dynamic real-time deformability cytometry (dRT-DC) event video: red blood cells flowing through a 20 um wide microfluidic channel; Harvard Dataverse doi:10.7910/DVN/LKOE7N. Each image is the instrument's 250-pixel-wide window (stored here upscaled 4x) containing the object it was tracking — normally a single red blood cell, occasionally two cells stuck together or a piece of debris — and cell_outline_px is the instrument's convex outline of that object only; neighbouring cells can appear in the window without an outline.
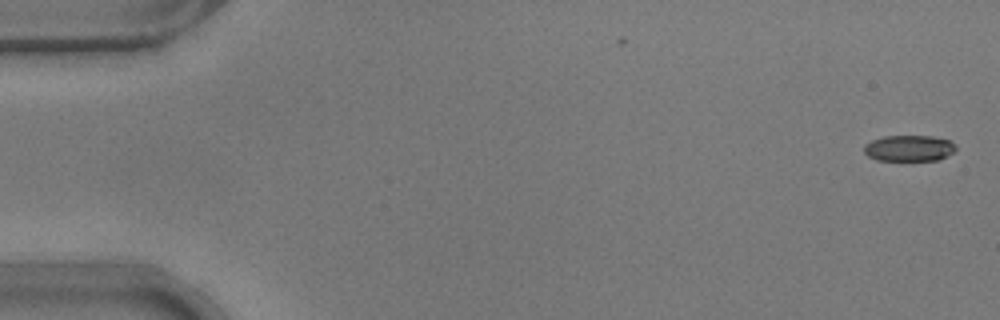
{"species": "common noctule bat (a hibernating species)", "species_latin": "Nyctalus noctula", "temperature_condition": "warm", "stored_images_in_passage": 18, "camera_frame_rate_fps": 3000, "um_per_image_px": 0.085, "animal": {"sex": "male", "body_mass_g": 17.9}, "frame": {"image": 1, "passage_image": 1, "time_ms": 0.0, "image_size_px": [1000, 320], "cell_outline_px": [[956, 148], [952, 152], [940, 160], [876, 160], [868, 156], [864, 152], [864, 144], [872, 140], [884, 136], [932, 136], [948, 140]], "centroid_in_image_um": [77.22, 12.6], "position_along_channel_um": 7.8, "area_um2": 13.81}}
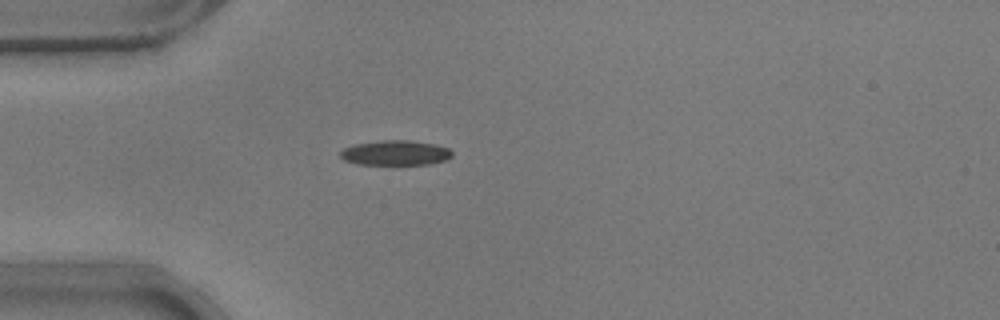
{"frame": {"image": 2, "passage_image": 15, "time_ms": 4.667, "image_size_px": [1000, 320], "cell_outline_px": [[452, 156], [448, 160], [428, 164], [356, 164], [344, 160], [340, 156], [340, 152], [344, 148], [356, 144], [384, 140], [408, 140], [436, 144], [448, 148], [452, 152]], "centroid_in_image_um": [33.63, 12.99], "position_along_channel_um": 51.4, "area_um2": 16.18}}